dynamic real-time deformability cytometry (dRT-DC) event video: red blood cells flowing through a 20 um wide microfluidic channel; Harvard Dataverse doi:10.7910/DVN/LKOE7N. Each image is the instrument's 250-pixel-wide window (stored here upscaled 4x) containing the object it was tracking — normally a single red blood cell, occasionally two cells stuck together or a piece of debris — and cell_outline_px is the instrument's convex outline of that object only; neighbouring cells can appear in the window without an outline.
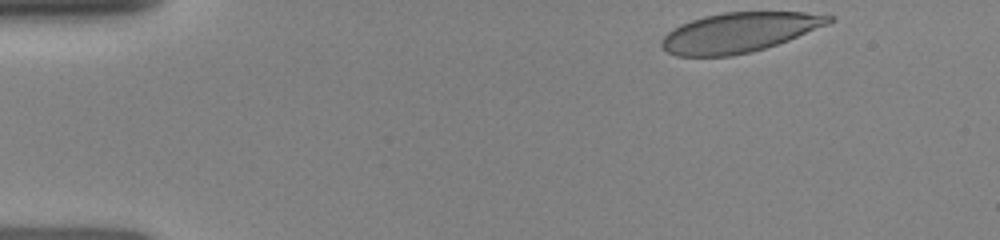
{"species": "human", "species_latin": "Homo sapiens", "temperature_condition": "room temperature", "stored_images_in_passage": 55, "camera_frame_rate_fps": 3000, "um_per_image_px": 0.085, "donor": {"sex": "female"}, "frame": {"image": 1, "passage_image": 1, "time_ms": 0.0, "image_size_px": [1000, 240], "cell_outline_px": [[836, 20], [828, 24], [788, 40], [752, 52], [728, 56], [676, 56], [660, 48], [660, 40], [668, 32], [680, 24], [704, 16], [724, 12], [804, 12], [836, 16]], "centroid_in_image_um": [62.82, 2.75], "position_along_channel_um": 22.2, "area_um2": 38.73}}
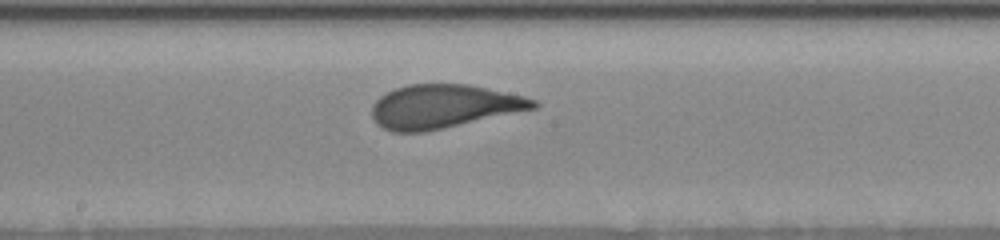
{"frame": {"image": 2, "passage_image": 28, "time_ms": 6.667, "image_size_px": [1000, 240], "cell_outline_px": [[540, 104], [536, 108], [444, 128], [424, 132], [392, 132], [376, 124], [372, 116], [372, 104], [380, 96], [396, 88], [408, 84], [468, 84], [524, 96], [536, 100]], "centroid_in_image_um": [37.69, 9.05], "position_along_channel_um": 210.5, "area_um2": 40.92}}
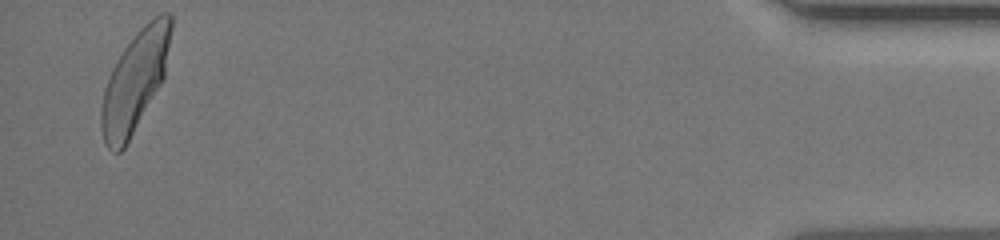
{"frame": {"image": 3, "passage_image": 55, "time_ms": 13.667, "image_size_px": [1000, 240], "cell_outline_px": [[172, 28], [164, 76], [160, 84], [124, 148], [120, 152], [112, 152], [108, 148], [104, 140], [100, 128], [100, 112], [104, 88], [108, 76], [116, 60], [124, 48], [136, 32], [148, 20], [160, 12], [168, 12], [172, 16]], "centroid_in_image_um": [11.45, 6.87], "position_along_channel_um": 423.8, "area_um2": 40.46}}